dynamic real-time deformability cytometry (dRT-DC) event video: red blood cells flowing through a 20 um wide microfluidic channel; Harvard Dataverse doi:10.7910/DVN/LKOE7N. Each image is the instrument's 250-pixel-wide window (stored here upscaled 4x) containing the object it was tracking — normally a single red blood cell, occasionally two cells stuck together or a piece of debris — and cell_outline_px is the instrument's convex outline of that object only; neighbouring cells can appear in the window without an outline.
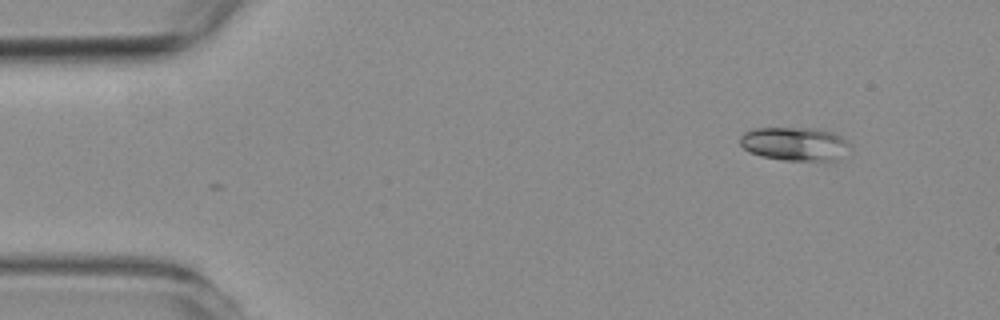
{"species": "common noctule bat (a hibernating species)", "species_latin": "Nyctalus noctula", "temperature_condition": "room temperature", "stored_images_in_passage": 47, "camera_frame_rate_fps": 3000, "um_per_image_px": 0.085, "animal": {"sex": "female", "body_mass_g": 19.3, "forearm_length_mm": 54.1}, "frame": {"image": 1, "passage_image": 1, "time_ms": 0.0, "image_size_px": [1000, 320], "cell_outline_px": [[852, 144], [836, 160], [784, 160], [760, 156], [748, 152], [740, 144], [740, 136], [744, 132], [756, 128], [820, 128], [832, 132], [840, 136]], "centroid_in_image_um": [67.53, 12.21], "position_along_channel_um": 17.5, "area_um2": 21.5}}
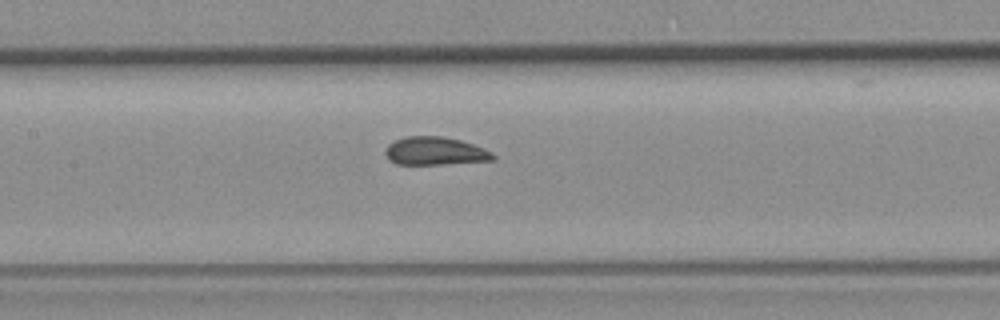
{"frame": {"image": 2, "passage_image": 20, "time_ms": 6.333, "image_size_px": [1000, 320], "cell_outline_px": [[496, 160], [440, 164], [396, 164], [388, 160], [384, 152], [384, 148], [388, 144], [396, 140], [408, 136], [440, 136], [460, 140], [484, 148], [492, 152], [496, 156]], "centroid_in_image_um": [36.96, 12.85], "position_along_channel_um": 170.4, "area_um2": 17.69}}
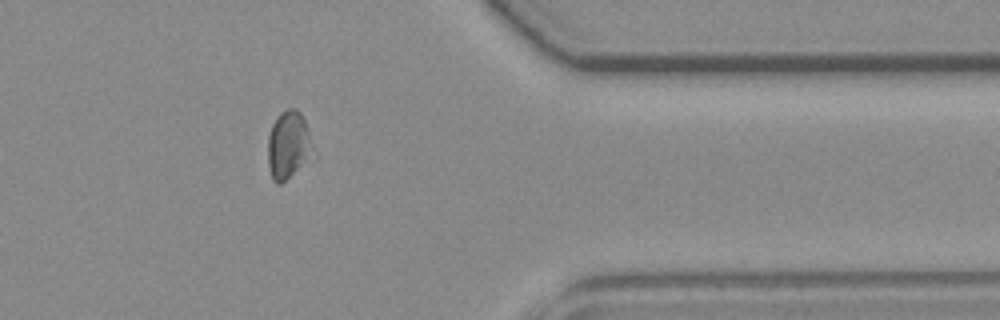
{"frame": {"image": 3, "passage_image": 40, "time_ms": 13.0, "image_size_px": [1000, 320], "cell_outline_px": [[308, 160], [280, 184], [276, 184], [272, 180], [268, 164], [268, 136], [272, 124], [280, 112], [288, 108], [296, 108], [300, 112], [304, 120], [308, 132]], "centroid_in_image_um": [24.42, 12.31], "position_along_channel_um": 387.0, "area_um2": 16.99}}